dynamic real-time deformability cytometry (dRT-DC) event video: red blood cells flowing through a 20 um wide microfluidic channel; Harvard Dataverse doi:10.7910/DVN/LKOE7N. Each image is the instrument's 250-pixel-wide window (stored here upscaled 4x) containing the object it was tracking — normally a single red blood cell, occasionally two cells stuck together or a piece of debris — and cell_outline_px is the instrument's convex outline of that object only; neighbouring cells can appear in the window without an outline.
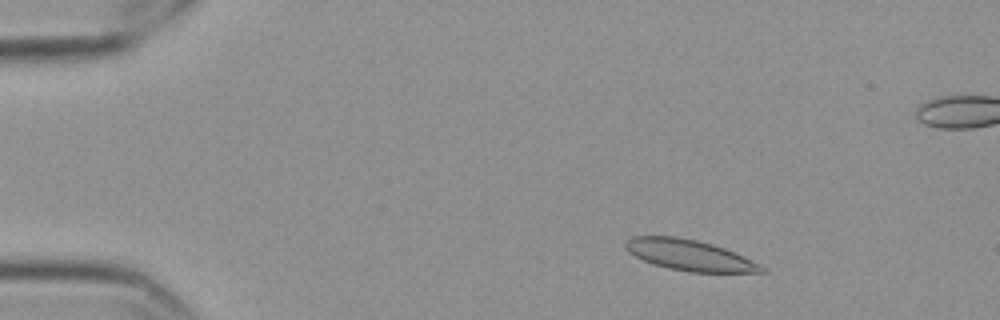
{"species": "Egyptian fruit bat (a non-hibernating species)", "species_latin": "Rousettus aegyptiacus", "temperature_condition": "cold", "stored_images_in_passage": 57, "camera_frame_rate_fps": 3000, "um_per_image_px": 0.085, "frame": {"image": 1, "passage_image": 7, "time_ms": 2.0, "image_size_px": [1000, 320], "cell_outline_px": [[768, 272], [688, 272], [668, 268], [644, 260], [628, 252], [624, 248], [624, 244], [632, 236], [676, 236], [696, 240], [712, 244], [724, 248], [760, 264], [768, 268]], "centroid_in_image_um": [58.61, 21.69], "position_along_channel_um": 26.4, "area_um2": 24.28}}
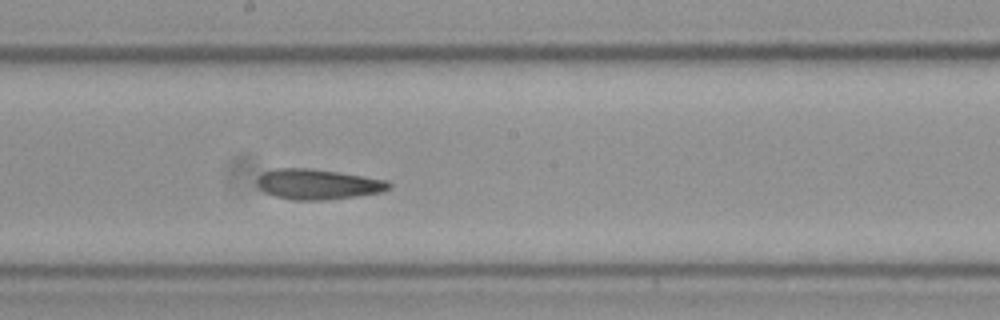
{"frame": {"image": 2, "passage_image": 30, "time_ms": 9.667, "image_size_px": [1000, 320], "cell_outline_px": [[392, 184], [384, 192], [328, 200], [292, 200], [276, 196], [264, 192], [256, 184], [256, 180], [264, 172], [276, 168], [312, 168], [388, 180]], "centroid_in_image_um": [27.02, 15.66], "position_along_channel_um": 221.2, "area_um2": 23.35}}
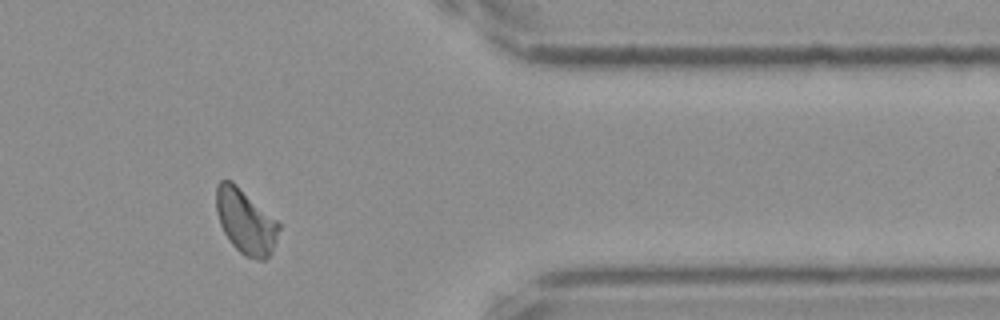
{"frame": {"image": 3, "passage_image": 46, "time_ms": 15.0, "image_size_px": [1000, 320], "cell_outline_px": [[280, 228], [272, 252], [264, 260], [256, 260], [244, 256], [228, 240], [220, 224], [216, 212], [216, 184], [220, 180], [232, 180], [276, 220], [280, 224]], "centroid_in_image_um": [20.85, 18.83], "position_along_channel_um": 390.5, "area_um2": 23.58}, "authors_computed_cell_mechanics": {"area_um2": 23.6402, "velocity_mm_per_s": 3.5173, "shape_relaxation_time_tau1_ms": null, "shape_relaxation_time_tau2_ms": 4.0442, "deformation_change_tau1": null, "deformation_change_tau2": 0.1052}}